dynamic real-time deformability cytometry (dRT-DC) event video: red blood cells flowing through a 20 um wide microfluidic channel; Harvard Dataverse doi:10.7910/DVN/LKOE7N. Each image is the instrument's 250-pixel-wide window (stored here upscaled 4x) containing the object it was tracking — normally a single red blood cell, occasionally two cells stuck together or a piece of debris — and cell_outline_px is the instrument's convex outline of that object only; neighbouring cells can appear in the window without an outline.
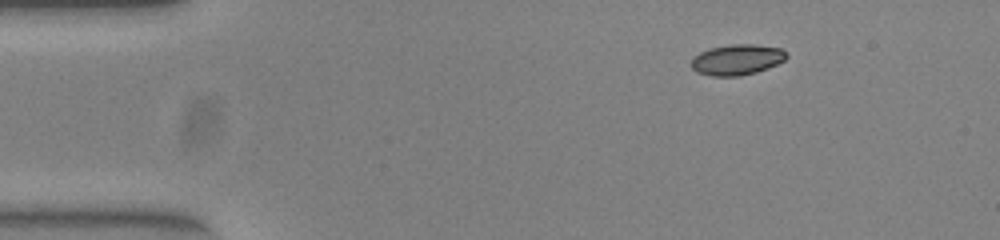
{"species": "common noctule bat (a hibernating species)", "species_latin": "Nyctalus noctula", "temperature_condition": "warm", "stored_images_in_passage": 46, "camera_frame_rate_fps": 3000, "um_per_image_px": 0.085, "animal": {"sex": "female", "body_mass_g": 23.0, "forearm_length_mm": 53.4}, "frame": {"image": 1, "passage_image": 1, "time_ms": 0.0, "image_size_px": [1000, 240], "cell_outline_px": [[788, 56], [784, 60], [776, 64], [756, 72], [740, 76], [712, 76], [696, 72], [692, 68], [692, 56], [700, 52], [712, 48], [732, 44], [752, 44], [780, 48]], "centroid_in_image_um": [62.61, 5.08], "position_along_channel_um": 22.4, "area_um2": 16.82}}
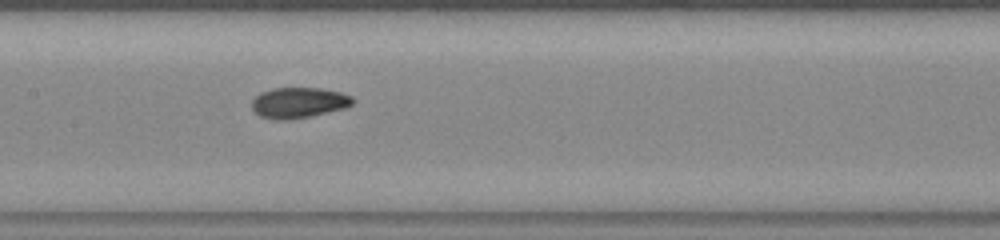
{"frame": {"image": 2, "passage_image": 19, "time_ms": 6.0, "image_size_px": [1000, 240], "cell_outline_px": [[356, 100], [352, 104], [344, 108], [308, 116], [284, 120], [276, 120], [260, 116], [252, 108], [252, 100], [260, 92], [272, 88], [320, 88], [340, 92], [352, 96]], "centroid_in_image_um": [25.38, 8.71], "position_along_channel_um": 182.0, "area_um2": 17.86}}
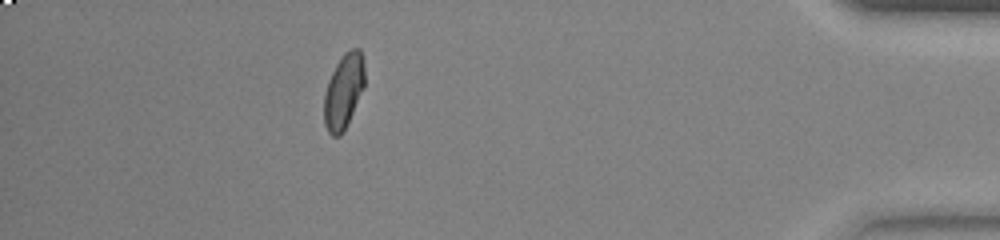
{"frame": {"image": 3, "passage_image": 40, "time_ms": 13.0, "image_size_px": [1000, 240], "cell_outline_px": [[364, 88], [340, 136], [332, 136], [328, 132], [324, 124], [324, 92], [328, 80], [336, 64], [344, 52], [352, 48], [360, 48], [364, 60]], "centroid_in_image_um": [29.2, 7.71], "position_along_channel_um": 406.0, "area_um2": 17.63}, "authors_computed_cell_mechanics": {"area_um2": 17.629, "velocity_mm_per_s": 3.9648, "shape_relaxation_time_tau1_ms": null, "shape_relaxation_time_tau2_ms": 1.6769, "deformation_change_tau1": null, "deformation_change_tau2": 0.0516}}